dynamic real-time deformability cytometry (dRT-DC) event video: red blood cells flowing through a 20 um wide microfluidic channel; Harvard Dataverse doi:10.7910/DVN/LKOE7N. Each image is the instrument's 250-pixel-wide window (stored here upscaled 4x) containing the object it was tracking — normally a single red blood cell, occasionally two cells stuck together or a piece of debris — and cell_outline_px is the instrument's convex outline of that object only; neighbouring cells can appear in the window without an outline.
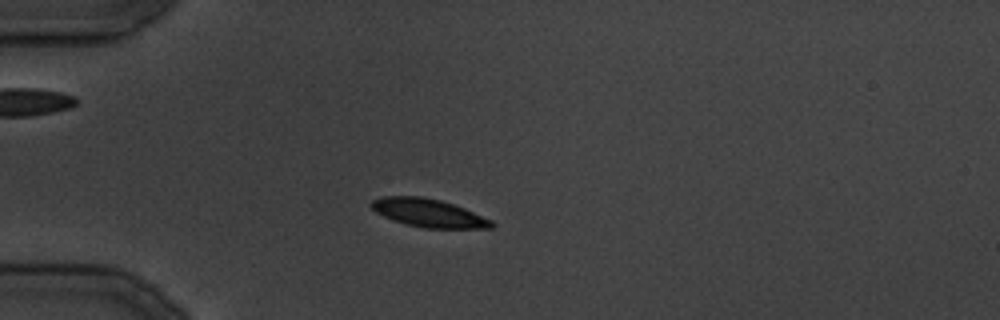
{"species": "common noctule bat (a hibernating species)", "species_latin": "Nyctalus noctula", "temperature_condition": "cold", "stored_images_in_passage": 33, "camera_frame_rate_fps": 3000, "um_per_image_px": 0.085, "animal": {"sex": "male", "body_mass_g": 19.5, "forearm_length_mm": 54.6}, "frame": {"image": 1, "passage_image": 8, "time_ms": 8.0, "image_size_px": [1000, 320], "cell_outline_px": [[496, 224], [492, 228], [424, 228], [392, 220], [376, 212], [368, 204], [372, 200], [380, 196], [420, 196], [440, 200], [464, 208], [492, 220]], "centroid_in_image_um": [36.41, 18.09], "position_along_channel_um": 48.6, "area_um2": 19.71}}
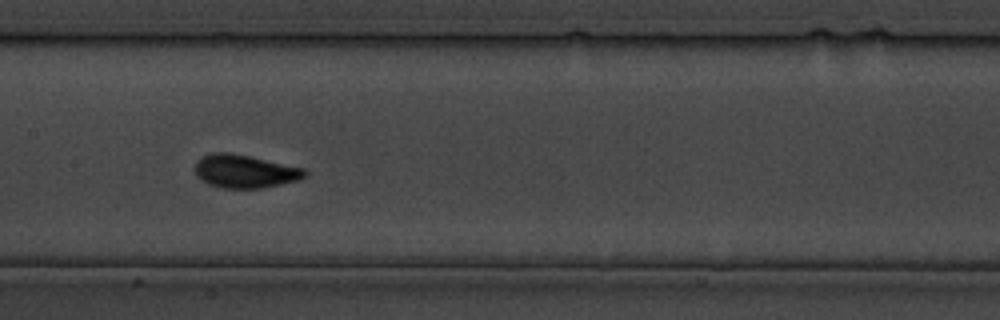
{"frame": {"image": 2, "passage_image": 16, "time_ms": 18.0, "image_size_px": [1000, 320], "cell_outline_px": [[308, 172], [300, 180], [260, 188], [224, 188], [208, 184], [200, 180], [196, 176], [192, 168], [196, 160], [212, 152], [232, 152], [304, 168]], "centroid_in_image_um": [20.75, 14.55], "position_along_channel_um": 186.7, "area_um2": 21.5}}
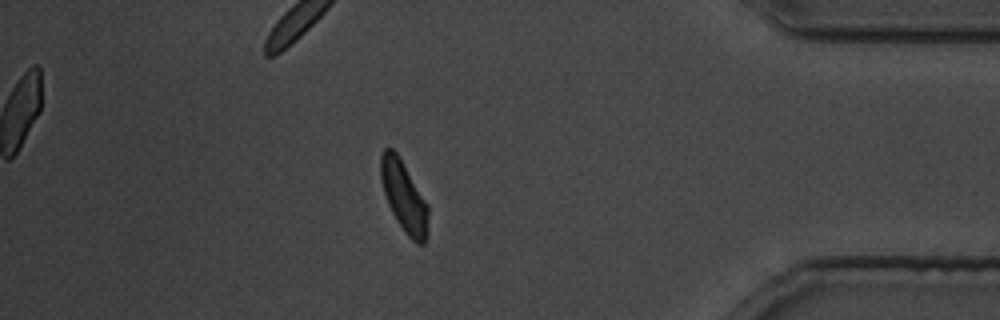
{"frame": {"image": 3, "passage_image": 29, "time_ms": 33.667, "image_size_px": [1000, 320], "cell_outline_px": [[428, 232], [424, 244], [416, 244], [408, 236], [396, 220], [388, 204], [380, 180], [380, 156], [384, 148], [392, 148], [396, 152], [428, 204]], "centroid_in_image_um": [34.33, 16.72], "position_along_channel_um": 400.9, "area_um2": 19.54}}